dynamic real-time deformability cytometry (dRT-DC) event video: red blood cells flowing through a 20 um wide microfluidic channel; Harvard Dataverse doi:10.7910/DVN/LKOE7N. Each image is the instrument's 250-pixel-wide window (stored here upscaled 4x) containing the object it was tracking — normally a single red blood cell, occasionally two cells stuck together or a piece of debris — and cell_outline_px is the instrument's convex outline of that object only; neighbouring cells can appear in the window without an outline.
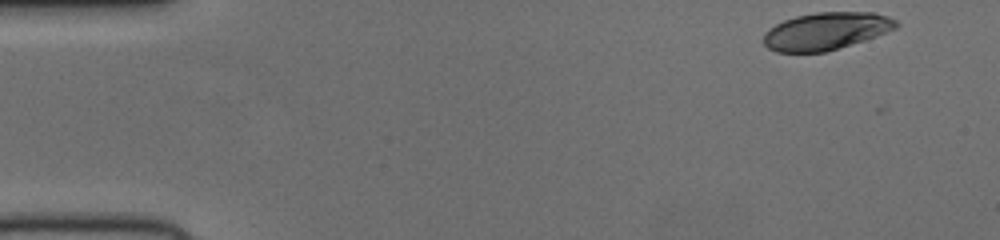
{"species": "human", "species_latin": "Homo sapiens", "temperature_condition": "cold", "stored_images_in_passage": 49, "camera_frame_rate_fps": 3000, "um_per_image_px": 0.085, "donor": {"sex": "female"}, "frame": {"image": 1, "passage_image": 1, "time_ms": 0.0, "image_size_px": [1000, 240], "cell_outline_px": [[900, 24], [896, 28], [876, 36], [864, 40], [824, 52], [776, 52], [768, 48], [764, 44], [764, 32], [768, 28], [784, 20], [796, 16], [816, 12], [872, 12], [888, 16], [896, 20]], "centroid_in_image_um": [70.2, 2.64], "position_along_channel_um": 14.8, "area_um2": 28.84}}
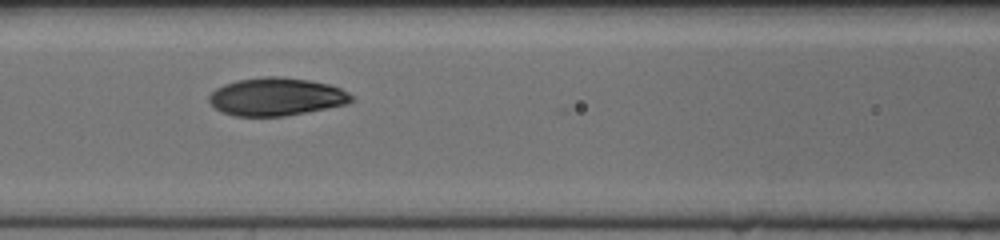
{"frame": {"image": 2, "passage_image": 20, "time_ms": 6.333, "image_size_px": [1000, 240], "cell_outline_px": [[356, 96], [348, 104], [284, 116], [236, 116], [220, 112], [208, 100], [208, 96], [216, 88], [224, 84], [236, 80], [264, 76], [276, 76], [312, 80], [328, 84], [340, 88]], "centroid_in_image_um": [23.49, 8.21], "position_along_channel_um": 143.1, "area_um2": 31.62}}
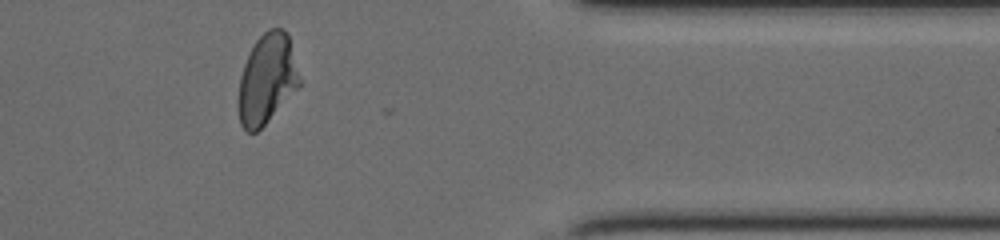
{"frame": {"image": 3, "passage_image": 40, "time_ms": 13.0, "image_size_px": [1000, 240], "cell_outline_px": [[300, 84], [264, 124], [256, 132], [248, 132], [240, 124], [236, 104], [240, 76], [244, 64], [256, 40], [268, 28], [284, 28], [288, 36], [300, 80]], "centroid_in_image_um": [22.63, 6.72], "position_along_channel_um": 388.8, "area_um2": 31.5}}